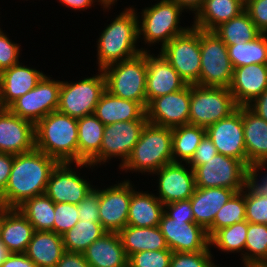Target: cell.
I'll use <instances>...</instances> for the list:
<instances>
[{
	"mask_svg": "<svg viewBox=\"0 0 267 267\" xmlns=\"http://www.w3.org/2000/svg\"><path fill=\"white\" fill-rule=\"evenodd\" d=\"M58 162L38 149L14 155L11 173L0 205L18 208L27 199L45 193L49 176Z\"/></svg>",
	"mask_w": 267,
	"mask_h": 267,
	"instance_id": "obj_1",
	"label": "cell"
},
{
	"mask_svg": "<svg viewBox=\"0 0 267 267\" xmlns=\"http://www.w3.org/2000/svg\"><path fill=\"white\" fill-rule=\"evenodd\" d=\"M35 147L58 163H75L80 168L90 166L87 162L78 163L77 118L58 111L51 112L35 124Z\"/></svg>",
	"mask_w": 267,
	"mask_h": 267,
	"instance_id": "obj_2",
	"label": "cell"
},
{
	"mask_svg": "<svg viewBox=\"0 0 267 267\" xmlns=\"http://www.w3.org/2000/svg\"><path fill=\"white\" fill-rule=\"evenodd\" d=\"M136 13L133 8H126L102 31L97 43L99 70L131 59L144 50L135 45L141 37L138 35L140 21Z\"/></svg>",
	"mask_w": 267,
	"mask_h": 267,
	"instance_id": "obj_3",
	"label": "cell"
},
{
	"mask_svg": "<svg viewBox=\"0 0 267 267\" xmlns=\"http://www.w3.org/2000/svg\"><path fill=\"white\" fill-rule=\"evenodd\" d=\"M172 162V128L147 123L129 158L120 167L154 173Z\"/></svg>",
	"mask_w": 267,
	"mask_h": 267,
	"instance_id": "obj_4",
	"label": "cell"
},
{
	"mask_svg": "<svg viewBox=\"0 0 267 267\" xmlns=\"http://www.w3.org/2000/svg\"><path fill=\"white\" fill-rule=\"evenodd\" d=\"M102 71L108 92L122 99L139 102L146 109L147 62L142 53L131 59L109 65Z\"/></svg>",
	"mask_w": 267,
	"mask_h": 267,
	"instance_id": "obj_5",
	"label": "cell"
},
{
	"mask_svg": "<svg viewBox=\"0 0 267 267\" xmlns=\"http://www.w3.org/2000/svg\"><path fill=\"white\" fill-rule=\"evenodd\" d=\"M238 107L229 88L191 85L190 125L207 128L230 116Z\"/></svg>",
	"mask_w": 267,
	"mask_h": 267,
	"instance_id": "obj_6",
	"label": "cell"
},
{
	"mask_svg": "<svg viewBox=\"0 0 267 267\" xmlns=\"http://www.w3.org/2000/svg\"><path fill=\"white\" fill-rule=\"evenodd\" d=\"M193 170L198 188L222 187L237 193L252 179V171L242 161L220 153Z\"/></svg>",
	"mask_w": 267,
	"mask_h": 267,
	"instance_id": "obj_7",
	"label": "cell"
},
{
	"mask_svg": "<svg viewBox=\"0 0 267 267\" xmlns=\"http://www.w3.org/2000/svg\"><path fill=\"white\" fill-rule=\"evenodd\" d=\"M200 86L228 88L233 67L227 45L213 32L200 29Z\"/></svg>",
	"mask_w": 267,
	"mask_h": 267,
	"instance_id": "obj_8",
	"label": "cell"
},
{
	"mask_svg": "<svg viewBox=\"0 0 267 267\" xmlns=\"http://www.w3.org/2000/svg\"><path fill=\"white\" fill-rule=\"evenodd\" d=\"M160 53L188 85H200V29L190 27L169 41Z\"/></svg>",
	"mask_w": 267,
	"mask_h": 267,
	"instance_id": "obj_9",
	"label": "cell"
},
{
	"mask_svg": "<svg viewBox=\"0 0 267 267\" xmlns=\"http://www.w3.org/2000/svg\"><path fill=\"white\" fill-rule=\"evenodd\" d=\"M98 71L100 74L84 78L78 83L62 81L57 111L77 119L94 114L96 105L106 90L104 73Z\"/></svg>",
	"mask_w": 267,
	"mask_h": 267,
	"instance_id": "obj_10",
	"label": "cell"
},
{
	"mask_svg": "<svg viewBox=\"0 0 267 267\" xmlns=\"http://www.w3.org/2000/svg\"><path fill=\"white\" fill-rule=\"evenodd\" d=\"M182 11L183 9L171 0H161L152 7L143 9L142 24H138V35H143L145 43L150 45L161 41L163 48L174 37L189 29L178 27Z\"/></svg>",
	"mask_w": 267,
	"mask_h": 267,
	"instance_id": "obj_11",
	"label": "cell"
},
{
	"mask_svg": "<svg viewBox=\"0 0 267 267\" xmlns=\"http://www.w3.org/2000/svg\"><path fill=\"white\" fill-rule=\"evenodd\" d=\"M147 123L148 120H132L106 125L100 151L88 162L90 167L112 157H121L123 166Z\"/></svg>",
	"mask_w": 267,
	"mask_h": 267,
	"instance_id": "obj_12",
	"label": "cell"
},
{
	"mask_svg": "<svg viewBox=\"0 0 267 267\" xmlns=\"http://www.w3.org/2000/svg\"><path fill=\"white\" fill-rule=\"evenodd\" d=\"M61 84L62 81L44 75L33 89L20 96L8 109L14 115L36 124L51 112L57 111Z\"/></svg>",
	"mask_w": 267,
	"mask_h": 267,
	"instance_id": "obj_13",
	"label": "cell"
},
{
	"mask_svg": "<svg viewBox=\"0 0 267 267\" xmlns=\"http://www.w3.org/2000/svg\"><path fill=\"white\" fill-rule=\"evenodd\" d=\"M191 85L152 99L146 107L148 123L175 128L189 124Z\"/></svg>",
	"mask_w": 267,
	"mask_h": 267,
	"instance_id": "obj_14",
	"label": "cell"
},
{
	"mask_svg": "<svg viewBox=\"0 0 267 267\" xmlns=\"http://www.w3.org/2000/svg\"><path fill=\"white\" fill-rule=\"evenodd\" d=\"M159 228L172 252H199L210 249L207 231L195 222L171 219L163 213Z\"/></svg>",
	"mask_w": 267,
	"mask_h": 267,
	"instance_id": "obj_15",
	"label": "cell"
},
{
	"mask_svg": "<svg viewBox=\"0 0 267 267\" xmlns=\"http://www.w3.org/2000/svg\"><path fill=\"white\" fill-rule=\"evenodd\" d=\"M206 134L211 139L218 153L240 160L247 166L242 106H239L230 116L208 126Z\"/></svg>",
	"mask_w": 267,
	"mask_h": 267,
	"instance_id": "obj_16",
	"label": "cell"
},
{
	"mask_svg": "<svg viewBox=\"0 0 267 267\" xmlns=\"http://www.w3.org/2000/svg\"><path fill=\"white\" fill-rule=\"evenodd\" d=\"M129 180L99 190V219L107 232H119L127 225L132 188Z\"/></svg>",
	"mask_w": 267,
	"mask_h": 267,
	"instance_id": "obj_17",
	"label": "cell"
},
{
	"mask_svg": "<svg viewBox=\"0 0 267 267\" xmlns=\"http://www.w3.org/2000/svg\"><path fill=\"white\" fill-rule=\"evenodd\" d=\"M70 164L58 163L49 176L45 194L55 203L78 205L93 189L87 180L70 169Z\"/></svg>",
	"mask_w": 267,
	"mask_h": 267,
	"instance_id": "obj_18",
	"label": "cell"
},
{
	"mask_svg": "<svg viewBox=\"0 0 267 267\" xmlns=\"http://www.w3.org/2000/svg\"><path fill=\"white\" fill-rule=\"evenodd\" d=\"M35 148V124L0 108V152L17 155Z\"/></svg>",
	"mask_w": 267,
	"mask_h": 267,
	"instance_id": "obj_19",
	"label": "cell"
},
{
	"mask_svg": "<svg viewBox=\"0 0 267 267\" xmlns=\"http://www.w3.org/2000/svg\"><path fill=\"white\" fill-rule=\"evenodd\" d=\"M242 122L247 167L252 176H258V170L267 166V121L248 106H242Z\"/></svg>",
	"mask_w": 267,
	"mask_h": 267,
	"instance_id": "obj_20",
	"label": "cell"
},
{
	"mask_svg": "<svg viewBox=\"0 0 267 267\" xmlns=\"http://www.w3.org/2000/svg\"><path fill=\"white\" fill-rule=\"evenodd\" d=\"M142 54L147 62V105L154 98L179 91L188 85L161 53L153 57L143 50Z\"/></svg>",
	"mask_w": 267,
	"mask_h": 267,
	"instance_id": "obj_21",
	"label": "cell"
},
{
	"mask_svg": "<svg viewBox=\"0 0 267 267\" xmlns=\"http://www.w3.org/2000/svg\"><path fill=\"white\" fill-rule=\"evenodd\" d=\"M186 169L181 162L164 165L153 174L160 175L158 182L159 196L164 205L175 201L188 200L196 188L195 175L192 168Z\"/></svg>",
	"mask_w": 267,
	"mask_h": 267,
	"instance_id": "obj_22",
	"label": "cell"
},
{
	"mask_svg": "<svg viewBox=\"0 0 267 267\" xmlns=\"http://www.w3.org/2000/svg\"><path fill=\"white\" fill-rule=\"evenodd\" d=\"M228 88L238 106H248L267 90V65L250 64L234 68Z\"/></svg>",
	"mask_w": 267,
	"mask_h": 267,
	"instance_id": "obj_23",
	"label": "cell"
},
{
	"mask_svg": "<svg viewBox=\"0 0 267 267\" xmlns=\"http://www.w3.org/2000/svg\"><path fill=\"white\" fill-rule=\"evenodd\" d=\"M45 74L20 62L0 73V108H8L33 89Z\"/></svg>",
	"mask_w": 267,
	"mask_h": 267,
	"instance_id": "obj_24",
	"label": "cell"
},
{
	"mask_svg": "<svg viewBox=\"0 0 267 267\" xmlns=\"http://www.w3.org/2000/svg\"><path fill=\"white\" fill-rule=\"evenodd\" d=\"M235 193L234 190L229 188L196 187L190 197L194 222L207 231L213 224L217 212Z\"/></svg>",
	"mask_w": 267,
	"mask_h": 267,
	"instance_id": "obj_25",
	"label": "cell"
},
{
	"mask_svg": "<svg viewBox=\"0 0 267 267\" xmlns=\"http://www.w3.org/2000/svg\"><path fill=\"white\" fill-rule=\"evenodd\" d=\"M94 115L105 126L115 122L147 120L146 109L139 102L122 99L107 90L100 97Z\"/></svg>",
	"mask_w": 267,
	"mask_h": 267,
	"instance_id": "obj_26",
	"label": "cell"
},
{
	"mask_svg": "<svg viewBox=\"0 0 267 267\" xmlns=\"http://www.w3.org/2000/svg\"><path fill=\"white\" fill-rule=\"evenodd\" d=\"M83 254L91 267H124L128 264V257L117 232L105 233Z\"/></svg>",
	"mask_w": 267,
	"mask_h": 267,
	"instance_id": "obj_27",
	"label": "cell"
},
{
	"mask_svg": "<svg viewBox=\"0 0 267 267\" xmlns=\"http://www.w3.org/2000/svg\"><path fill=\"white\" fill-rule=\"evenodd\" d=\"M33 233V225L18 208L3 206L1 242L10 253H25Z\"/></svg>",
	"mask_w": 267,
	"mask_h": 267,
	"instance_id": "obj_28",
	"label": "cell"
},
{
	"mask_svg": "<svg viewBox=\"0 0 267 267\" xmlns=\"http://www.w3.org/2000/svg\"><path fill=\"white\" fill-rule=\"evenodd\" d=\"M65 252L61 235L53 231H34L25 254L37 267H55Z\"/></svg>",
	"mask_w": 267,
	"mask_h": 267,
	"instance_id": "obj_29",
	"label": "cell"
},
{
	"mask_svg": "<svg viewBox=\"0 0 267 267\" xmlns=\"http://www.w3.org/2000/svg\"><path fill=\"white\" fill-rule=\"evenodd\" d=\"M245 9L240 0H204L203 6L195 15V28L213 31L221 23L231 20Z\"/></svg>",
	"mask_w": 267,
	"mask_h": 267,
	"instance_id": "obj_30",
	"label": "cell"
},
{
	"mask_svg": "<svg viewBox=\"0 0 267 267\" xmlns=\"http://www.w3.org/2000/svg\"><path fill=\"white\" fill-rule=\"evenodd\" d=\"M118 234L128 258L136 252L169 249L159 226L135 227L126 225Z\"/></svg>",
	"mask_w": 267,
	"mask_h": 267,
	"instance_id": "obj_31",
	"label": "cell"
},
{
	"mask_svg": "<svg viewBox=\"0 0 267 267\" xmlns=\"http://www.w3.org/2000/svg\"><path fill=\"white\" fill-rule=\"evenodd\" d=\"M164 204L157 196L149 193L133 191L130 199L127 225L135 227L159 226Z\"/></svg>",
	"mask_w": 267,
	"mask_h": 267,
	"instance_id": "obj_32",
	"label": "cell"
},
{
	"mask_svg": "<svg viewBox=\"0 0 267 267\" xmlns=\"http://www.w3.org/2000/svg\"><path fill=\"white\" fill-rule=\"evenodd\" d=\"M78 163L89 162L101 148L105 125L94 115L77 119Z\"/></svg>",
	"mask_w": 267,
	"mask_h": 267,
	"instance_id": "obj_33",
	"label": "cell"
},
{
	"mask_svg": "<svg viewBox=\"0 0 267 267\" xmlns=\"http://www.w3.org/2000/svg\"><path fill=\"white\" fill-rule=\"evenodd\" d=\"M213 32L227 46L244 44L261 34L245 10L231 20L221 23Z\"/></svg>",
	"mask_w": 267,
	"mask_h": 267,
	"instance_id": "obj_34",
	"label": "cell"
},
{
	"mask_svg": "<svg viewBox=\"0 0 267 267\" xmlns=\"http://www.w3.org/2000/svg\"><path fill=\"white\" fill-rule=\"evenodd\" d=\"M54 207L55 202L44 193L27 199L18 209L33 225L34 231L54 232Z\"/></svg>",
	"mask_w": 267,
	"mask_h": 267,
	"instance_id": "obj_35",
	"label": "cell"
},
{
	"mask_svg": "<svg viewBox=\"0 0 267 267\" xmlns=\"http://www.w3.org/2000/svg\"><path fill=\"white\" fill-rule=\"evenodd\" d=\"M107 231L100 222L79 220L73 228L62 235L66 252L83 253L93 242L100 239Z\"/></svg>",
	"mask_w": 267,
	"mask_h": 267,
	"instance_id": "obj_36",
	"label": "cell"
},
{
	"mask_svg": "<svg viewBox=\"0 0 267 267\" xmlns=\"http://www.w3.org/2000/svg\"><path fill=\"white\" fill-rule=\"evenodd\" d=\"M205 135L206 128L196 125L187 124L172 128L173 162L188 163ZM177 157L182 161L177 160Z\"/></svg>",
	"mask_w": 267,
	"mask_h": 267,
	"instance_id": "obj_37",
	"label": "cell"
},
{
	"mask_svg": "<svg viewBox=\"0 0 267 267\" xmlns=\"http://www.w3.org/2000/svg\"><path fill=\"white\" fill-rule=\"evenodd\" d=\"M233 69L250 64L267 65V33H261L254 40L227 46Z\"/></svg>",
	"mask_w": 267,
	"mask_h": 267,
	"instance_id": "obj_38",
	"label": "cell"
},
{
	"mask_svg": "<svg viewBox=\"0 0 267 267\" xmlns=\"http://www.w3.org/2000/svg\"><path fill=\"white\" fill-rule=\"evenodd\" d=\"M243 262L248 265L267 264V224L249 223L245 242Z\"/></svg>",
	"mask_w": 267,
	"mask_h": 267,
	"instance_id": "obj_39",
	"label": "cell"
},
{
	"mask_svg": "<svg viewBox=\"0 0 267 267\" xmlns=\"http://www.w3.org/2000/svg\"><path fill=\"white\" fill-rule=\"evenodd\" d=\"M245 210V191L243 189L242 191L235 193L217 212L213 224L207 230L209 238L217 230L245 221Z\"/></svg>",
	"mask_w": 267,
	"mask_h": 267,
	"instance_id": "obj_40",
	"label": "cell"
},
{
	"mask_svg": "<svg viewBox=\"0 0 267 267\" xmlns=\"http://www.w3.org/2000/svg\"><path fill=\"white\" fill-rule=\"evenodd\" d=\"M247 230V220L217 230L210 237V245L217 246V248L225 252H240L245 249Z\"/></svg>",
	"mask_w": 267,
	"mask_h": 267,
	"instance_id": "obj_41",
	"label": "cell"
},
{
	"mask_svg": "<svg viewBox=\"0 0 267 267\" xmlns=\"http://www.w3.org/2000/svg\"><path fill=\"white\" fill-rule=\"evenodd\" d=\"M246 220L267 224V192L252 178L245 186Z\"/></svg>",
	"mask_w": 267,
	"mask_h": 267,
	"instance_id": "obj_42",
	"label": "cell"
},
{
	"mask_svg": "<svg viewBox=\"0 0 267 267\" xmlns=\"http://www.w3.org/2000/svg\"><path fill=\"white\" fill-rule=\"evenodd\" d=\"M170 249L136 252L128 258L131 267H170Z\"/></svg>",
	"mask_w": 267,
	"mask_h": 267,
	"instance_id": "obj_43",
	"label": "cell"
},
{
	"mask_svg": "<svg viewBox=\"0 0 267 267\" xmlns=\"http://www.w3.org/2000/svg\"><path fill=\"white\" fill-rule=\"evenodd\" d=\"M54 232L63 235L79 221L78 205L55 203Z\"/></svg>",
	"mask_w": 267,
	"mask_h": 267,
	"instance_id": "obj_44",
	"label": "cell"
},
{
	"mask_svg": "<svg viewBox=\"0 0 267 267\" xmlns=\"http://www.w3.org/2000/svg\"><path fill=\"white\" fill-rule=\"evenodd\" d=\"M209 250L199 252H173L170 267H213Z\"/></svg>",
	"mask_w": 267,
	"mask_h": 267,
	"instance_id": "obj_45",
	"label": "cell"
},
{
	"mask_svg": "<svg viewBox=\"0 0 267 267\" xmlns=\"http://www.w3.org/2000/svg\"><path fill=\"white\" fill-rule=\"evenodd\" d=\"M20 46L3 33L0 28V73L19 63Z\"/></svg>",
	"mask_w": 267,
	"mask_h": 267,
	"instance_id": "obj_46",
	"label": "cell"
},
{
	"mask_svg": "<svg viewBox=\"0 0 267 267\" xmlns=\"http://www.w3.org/2000/svg\"><path fill=\"white\" fill-rule=\"evenodd\" d=\"M99 190L93 188L90 193L78 204L79 220H92L100 222L99 219Z\"/></svg>",
	"mask_w": 267,
	"mask_h": 267,
	"instance_id": "obj_47",
	"label": "cell"
},
{
	"mask_svg": "<svg viewBox=\"0 0 267 267\" xmlns=\"http://www.w3.org/2000/svg\"><path fill=\"white\" fill-rule=\"evenodd\" d=\"M250 16L256 28L261 33H267V0H249L244 9Z\"/></svg>",
	"mask_w": 267,
	"mask_h": 267,
	"instance_id": "obj_48",
	"label": "cell"
},
{
	"mask_svg": "<svg viewBox=\"0 0 267 267\" xmlns=\"http://www.w3.org/2000/svg\"><path fill=\"white\" fill-rule=\"evenodd\" d=\"M217 153L216 147L206 134L195 150L193 157L186 165L189 164L194 169L196 166L207 163V160L213 158Z\"/></svg>",
	"mask_w": 267,
	"mask_h": 267,
	"instance_id": "obj_49",
	"label": "cell"
},
{
	"mask_svg": "<svg viewBox=\"0 0 267 267\" xmlns=\"http://www.w3.org/2000/svg\"><path fill=\"white\" fill-rule=\"evenodd\" d=\"M164 213L171 219L186 220L194 222V215L190 199L175 201L164 205Z\"/></svg>",
	"mask_w": 267,
	"mask_h": 267,
	"instance_id": "obj_50",
	"label": "cell"
},
{
	"mask_svg": "<svg viewBox=\"0 0 267 267\" xmlns=\"http://www.w3.org/2000/svg\"><path fill=\"white\" fill-rule=\"evenodd\" d=\"M14 155L0 152V196L4 193L11 173Z\"/></svg>",
	"mask_w": 267,
	"mask_h": 267,
	"instance_id": "obj_51",
	"label": "cell"
},
{
	"mask_svg": "<svg viewBox=\"0 0 267 267\" xmlns=\"http://www.w3.org/2000/svg\"><path fill=\"white\" fill-rule=\"evenodd\" d=\"M55 267H91L83 253L65 252Z\"/></svg>",
	"mask_w": 267,
	"mask_h": 267,
	"instance_id": "obj_52",
	"label": "cell"
},
{
	"mask_svg": "<svg viewBox=\"0 0 267 267\" xmlns=\"http://www.w3.org/2000/svg\"><path fill=\"white\" fill-rule=\"evenodd\" d=\"M0 267H37L25 253H11Z\"/></svg>",
	"mask_w": 267,
	"mask_h": 267,
	"instance_id": "obj_53",
	"label": "cell"
},
{
	"mask_svg": "<svg viewBox=\"0 0 267 267\" xmlns=\"http://www.w3.org/2000/svg\"><path fill=\"white\" fill-rule=\"evenodd\" d=\"M248 107L262 119L267 121V90L250 103Z\"/></svg>",
	"mask_w": 267,
	"mask_h": 267,
	"instance_id": "obj_54",
	"label": "cell"
},
{
	"mask_svg": "<svg viewBox=\"0 0 267 267\" xmlns=\"http://www.w3.org/2000/svg\"><path fill=\"white\" fill-rule=\"evenodd\" d=\"M175 2L182 9H189L195 11V15L203 6L204 0H171Z\"/></svg>",
	"mask_w": 267,
	"mask_h": 267,
	"instance_id": "obj_55",
	"label": "cell"
},
{
	"mask_svg": "<svg viewBox=\"0 0 267 267\" xmlns=\"http://www.w3.org/2000/svg\"><path fill=\"white\" fill-rule=\"evenodd\" d=\"M59 1L75 10L79 9L83 10L85 8L87 9L94 3V0H59ZM98 2H100L101 5L103 4L100 0H98Z\"/></svg>",
	"mask_w": 267,
	"mask_h": 267,
	"instance_id": "obj_56",
	"label": "cell"
},
{
	"mask_svg": "<svg viewBox=\"0 0 267 267\" xmlns=\"http://www.w3.org/2000/svg\"><path fill=\"white\" fill-rule=\"evenodd\" d=\"M11 253L0 240V265L8 258Z\"/></svg>",
	"mask_w": 267,
	"mask_h": 267,
	"instance_id": "obj_57",
	"label": "cell"
},
{
	"mask_svg": "<svg viewBox=\"0 0 267 267\" xmlns=\"http://www.w3.org/2000/svg\"><path fill=\"white\" fill-rule=\"evenodd\" d=\"M252 178L261 188H263L267 192V174H265V176L263 177V179L261 178V180H257V176H252ZM258 181H260V183Z\"/></svg>",
	"mask_w": 267,
	"mask_h": 267,
	"instance_id": "obj_58",
	"label": "cell"
},
{
	"mask_svg": "<svg viewBox=\"0 0 267 267\" xmlns=\"http://www.w3.org/2000/svg\"><path fill=\"white\" fill-rule=\"evenodd\" d=\"M102 3H103V8H109L112 4L114 5V3L117 1V0H100Z\"/></svg>",
	"mask_w": 267,
	"mask_h": 267,
	"instance_id": "obj_59",
	"label": "cell"
},
{
	"mask_svg": "<svg viewBox=\"0 0 267 267\" xmlns=\"http://www.w3.org/2000/svg\"><path fill=\"white\" fill-rule=\"evenodd\" d=\"M2 227H3V206L0 205V240H1Z\"/></svg>",
	"mask_w": 267,
	"mask_h": 267,
	"instance_id": "obj_60",
	"label": "cell"
},
{
	"mask_svg": "<svg viewBox=\"0 0 267 267\" xmlns=\"http://www.w3.org/2000/svg\"><path fill=\"white\" fill-rule=\"evenodd\" d=\"M247 267H267V264H263V265H248Z\"/></svg>",
	"mask_w": 267,
	"mask_h": 267,
	"instance_id": "obj_61",
	"label": "cell"
},
{
	"mask_svg": "<svg viewBox=\"0 0 267 267\" xmlns=\"http://www.w3.org/2000/svg\"><path fill=\"white\" fill-rule=\"evenodd\" d=\"M243 4H246L249 0H240Z\"/></svg>",
	"mask_w": 267,
	"mask_h": 267,
	"instance_id": "obj_62",
	"label": "cell"
}]
</instances>
